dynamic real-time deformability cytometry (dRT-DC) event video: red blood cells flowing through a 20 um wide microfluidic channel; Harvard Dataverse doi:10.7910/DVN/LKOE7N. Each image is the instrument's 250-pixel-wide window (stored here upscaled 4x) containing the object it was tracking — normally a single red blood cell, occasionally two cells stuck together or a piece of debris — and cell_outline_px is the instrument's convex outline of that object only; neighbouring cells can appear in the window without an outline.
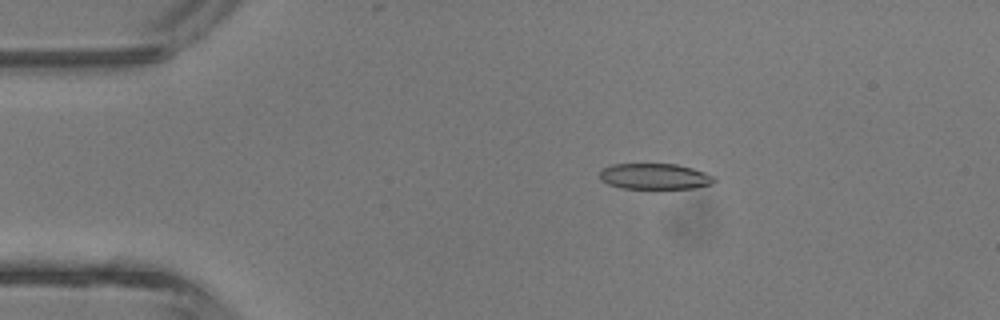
{"species": "common noctule bat (a hibernating species)", "species_latin": "Nyctalus noctula", "temperature_condition": "room temperature", "stored_images_in_passage": 43, "camera_frame_rate_fps": 3000, "um_per_image_px": 0.085, "animal": {"sex": "male", "body_mass_g": 13.3}, "frame": {"image": 1, "passage_image": 8, "time_ms": 2.333, "image_size_px": [1000, 320], "cell_outline_px": [[716, 180], [712, 184], [692, 188], [620, 188], [608, 184], [600, 180], [600, 172], [604, 168], [612, 164], [676, 164], [692, 168], [716, 176]], "centroid_in_image_um": [55.66, 14.99], "position_along_channel_um": 29.3, "area_um2": 17.22}}
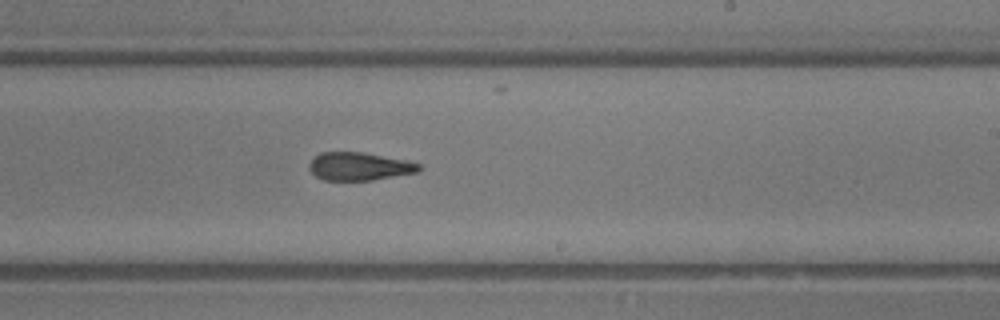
{"frame": {"image": 2, "passage_image": 26, "time_ms": 8.333, "image_size_px": [1000, 320], "cell_outline_px": [[420, 168], [416, 172], [372, 180], [324, 180], [316, 176], [308, 168], [308, 164], [320, 152], [360, 152], [408, 160], [420, 164]], "centroid_in_image_um": [30.51, 14.14], "position_along_channel_um": 258.5, "area_um2": 17.74}}
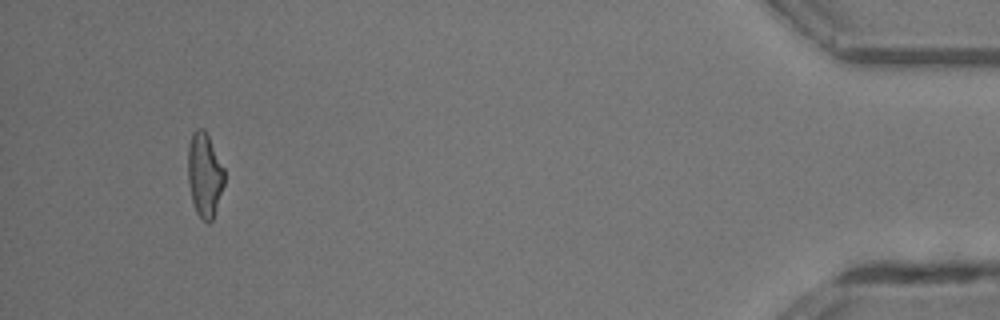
{"frame": {"image": 3, "passage_image": 41, "time_ms": 13.333, "image_size_px": [1000, 320], "cell_outline_px": [[224, 184], [212, 220], [208, 224], [200, 220], [196, 212], [192, 200], [188, 180], [188, 144], [192, 132], [196, 128], [204, 128], [224, 168]], "centroid_in_image_um": [17.37, 14.87], "position_along_channel_um": 417.8, "area_um2": 17.92}, "authors_computed_cell_mechanics": {"area_um2": 18.4382, "velocity_mm_per_s": 4.733, "shape_relaxation_time_tau1_ms": 4.287, "shape_relaxation_time_tau2_ms": 2.4066, "deformation_change_tau1": 0.1583, "deformation_change_tau2": 0.1151}}